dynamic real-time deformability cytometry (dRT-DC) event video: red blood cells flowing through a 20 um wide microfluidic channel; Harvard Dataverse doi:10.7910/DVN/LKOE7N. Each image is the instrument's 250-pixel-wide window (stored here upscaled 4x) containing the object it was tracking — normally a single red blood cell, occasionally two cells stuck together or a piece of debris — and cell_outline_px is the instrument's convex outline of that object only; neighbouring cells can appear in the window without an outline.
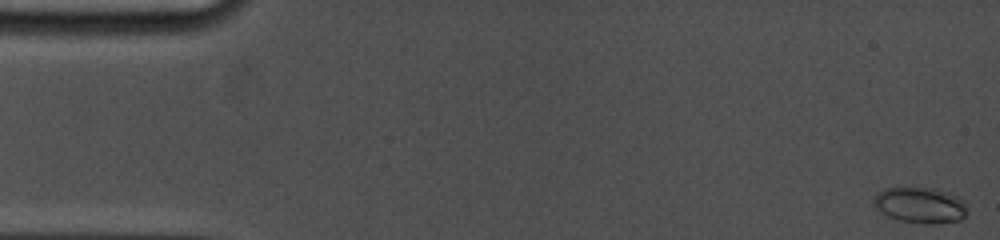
{"species": "common noctule bat (a hibernating species)", "species_latin": "Nyctalus noctula", "temperature_condition": "cold", "stored_images_in_passage": 51, "camera_frame_rate_fps": 5000, "um_per_image_px": 0.085, "animal": {"sex": "female", "body_mass_g": 19.0, "forearm_length_mm": 53.3}, "frame": {"image": 1, "passage_image": 1, "time_ms": 0.0, "image_size_px": [1000, 240], "cell_outline_px": [[964, 216], [960, 220], [936, 224], [924, 224], [900, 220], [888, 216], [876, 208], [872, 204], [872, 196], [876, 192], [884, 188], [936, 188], [956, 196], [964, 200]], "centroid_in_image_um": [78.15, 17.43], "position_along_channel_um": 6.8, "area_um2": 19.54}}
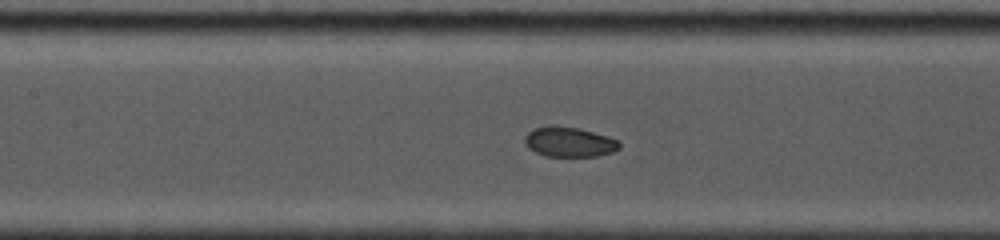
{"frame": {"image": 2, "passage_image": 24, "time_ms": 7.6, "image_size_px": [1000, 240], "cell_outline_px": [[620, 148], [612, 152], [596, 156], [544, 156], [528, 148], [524, 144], [524, 136], [532, 128], [552, 124], [556, 124], [576, 128], [608, 136], [620, 140]], "centroid_in_image_um": [48.34, 12.05], "position_along_channel_um": 159.1, "area_um2": 16.76}}
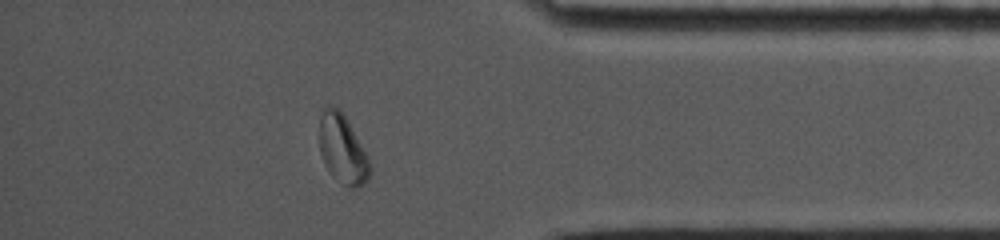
{"frame": {"image": 3, "passage_image": 45, "time_ms": 14.4, "image_size_px": [1000, 240], "cell_outline_px": [[372, 172], [368, 180], [364, 184], [356, 188], [352, 188], [344, 184], [332, 176], [328, 172], [324, 164], [320, 152], [320, 116], [324, 108], [340, 108], [368, 156], [372, 168]], "centroid_in_image_um": [29.14, 12.74], "position_along_channel_um": 406.1, "area_um2": 20.23}, "authors_computed_cell_mechanics": {"area_um2": 17.4556, "velocity_mm_per_s": 3.7853, "shape_relaxation_time_tau1_ms": null, "shape_relaxation_time_tau2_ms": 1.7066, "deformation_change_tau1": null, "deformation_change_tau2": 0.0512}}